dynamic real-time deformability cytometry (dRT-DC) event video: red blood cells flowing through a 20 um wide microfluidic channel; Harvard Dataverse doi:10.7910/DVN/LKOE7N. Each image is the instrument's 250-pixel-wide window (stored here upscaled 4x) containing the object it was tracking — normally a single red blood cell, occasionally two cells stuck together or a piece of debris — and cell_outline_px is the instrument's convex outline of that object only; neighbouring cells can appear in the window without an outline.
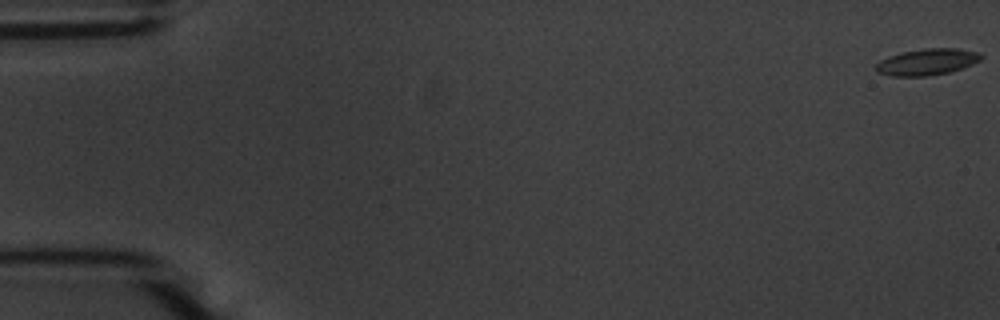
{"species": "common noctule bat (a hibernating species)", "species_latin": "Nyctalus noctula", "temperature_condition": "warm", "stored_images_in_passage": 12, "camera_frame_rate_fps": 3000, "um_per_image_px": 0.085, "animal": {"sex": "male", "body_mass_g": 20.1, "forearm_length_mm": 53.5}, "frame": {"image": 1, "passage_image": 1, "time_ms": 0.0, "image_size_px": [1000, 320], "cell_outline_px": [[984, 56], [980, 60], [964, 68], [948, 72], [928, 76], [892, 76], [876, 72], [876, 64], [880, 60], [888, 56], [904, 52], [924, 48], [956, 48], [980, 52]], "centroid_in_image_um": [78.82, 5.26], "position_along_channel_um": 6.2, "area_um2": 16.24}}